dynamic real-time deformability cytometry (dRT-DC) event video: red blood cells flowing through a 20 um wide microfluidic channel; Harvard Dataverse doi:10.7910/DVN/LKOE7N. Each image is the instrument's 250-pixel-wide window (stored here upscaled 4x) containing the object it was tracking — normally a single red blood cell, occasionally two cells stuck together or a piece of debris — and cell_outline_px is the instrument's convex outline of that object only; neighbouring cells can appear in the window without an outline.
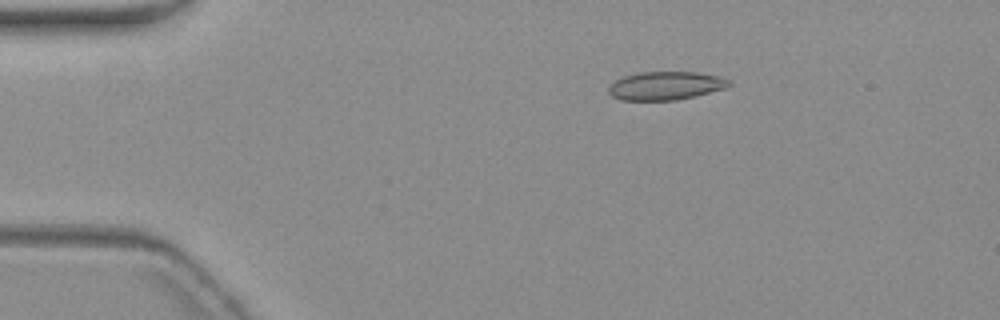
{"species": "common noctule bat (a hibernating species)", "species_latin": "Nyctalus noctula", "temperature_condition": "warm", "stored_images_in_passage": 4, "camera_frame_rate_fps": 3000, "um_per_image_px": 0.085, "animal": {"sex": "female", "body_mass_g": 19.3, "forearm_length_mm": 54.1}, "frame": {"image": 1, "passage_image": 2, "time_ms": 2.333, "image_size_px": [1000, 320], "cell_outline_px": [[732, 84], [724, 88], [676, 100], [620, 100], [612, 96], [608, 92], [608, 88], [616, 80], [624, 76], [636, 72], [696, 72], [720, 76], [732, 80]], "centroid_in_image_um": [56.57, 7.27], "position_along_channel_um": 28.4, "area_um2": 19.83}}